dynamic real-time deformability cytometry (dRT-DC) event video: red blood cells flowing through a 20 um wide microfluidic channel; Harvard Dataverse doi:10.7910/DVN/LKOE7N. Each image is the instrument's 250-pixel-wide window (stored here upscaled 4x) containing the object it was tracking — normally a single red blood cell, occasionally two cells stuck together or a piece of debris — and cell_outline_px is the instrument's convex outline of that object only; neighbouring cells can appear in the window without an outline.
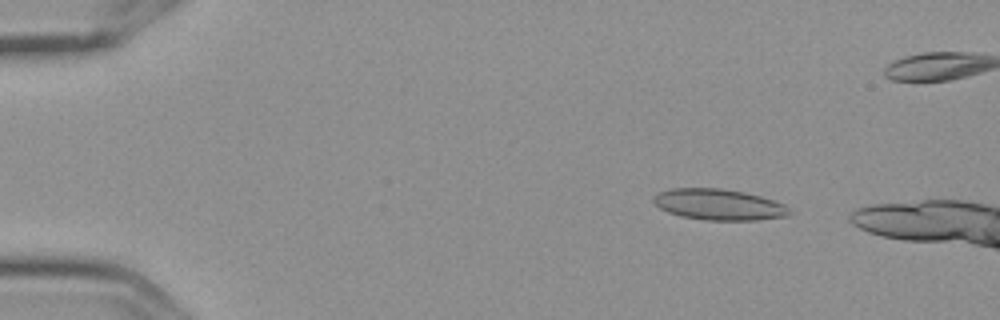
{"species": "Egyptian fruit bat (a non-hibernating species)", "species_latin": "Rousettus aegyptiacus", "temperature_condition": "cold", "stored_images_in_passage": 5, "camera_frame_rate_fps": 3000, "um_per_image_px": 0.085, "frame": {"image": 1, "passage_image": 2, "time_ms": 0.333, "image_size_px": [1000, 320], "cell_outline_px": [[792, 212], [788, 216], [756, 220], [708, 220], [680, 216], [668, 212], [660, 208], [652, 200], [660, 192], [672, 188], [720, 188], [744, 192], [760, 196], [784, 204]], "centroid_in_image_um": [61.12, 17.39], "position_along_channel_um": 23.9, "area_um2": 24.39}}